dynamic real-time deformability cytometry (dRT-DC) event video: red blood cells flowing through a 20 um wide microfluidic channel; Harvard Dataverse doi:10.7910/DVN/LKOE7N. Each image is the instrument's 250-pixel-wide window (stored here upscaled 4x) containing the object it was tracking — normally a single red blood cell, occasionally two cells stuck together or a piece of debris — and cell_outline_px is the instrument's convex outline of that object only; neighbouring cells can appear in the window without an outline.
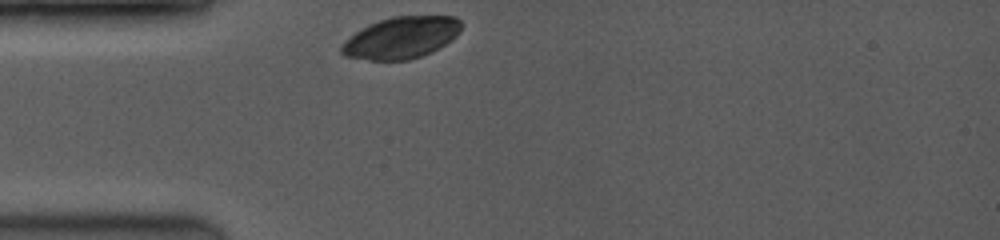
{"species": "common noctule bat (a hibernating species)", "species_latin": "Nyctalus noctula", "temperature_condition": "room temperature", "stored_images_in_passage": 17, "camera_frame_rate_fps": 3500, "um_per_image_px": 0.085, "animal": {"sex": "female", "body_mass_g": 19.0, "forearm_length_mm": 53.3}, "frame": {"image": 1, "passage_image": 1, "time_ms": 0.0, "image_size_px": [1000, 240], "cell_outline_px": [[464, 24], [460, 32], [456, 36], [432, 52], [408, 60], [368, 60], [344, 56], [340, 52], [340, 44], [344, 40], [368, 24], [392, 16], [456, 16]], "centroid_in_image_um": [34.1, 3.2], "position_along_channel_um": 50.9, "area_um2": 29.3}}
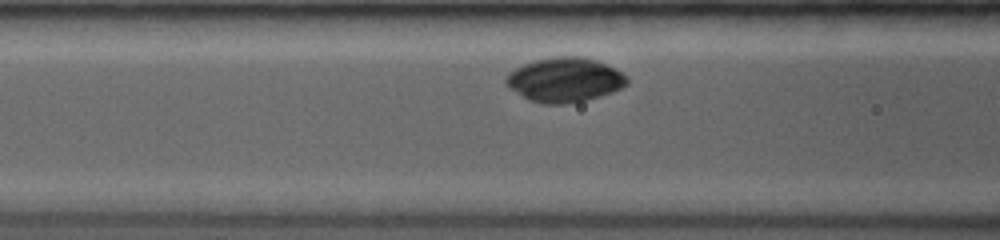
{"frame": {"image": 2, "passage_image": 7, "time_ms": 2.0, "image_size_px": [1000, 240], "cell_outline_px": [[628, 84], [612, 92], [600, 96], [584, 100], [564, 104], [544, 104], [528, 100], [512, 88], [504, 80], [504, 76], [508, 72], [524, 64], [536, 60], [556, 56], [584, 56], [596, 60], [628, 76]], "centroid_in_image_um": [47.99, 6.78], "position_along_channel_um": 118.6, "area_um2": 31.1}}
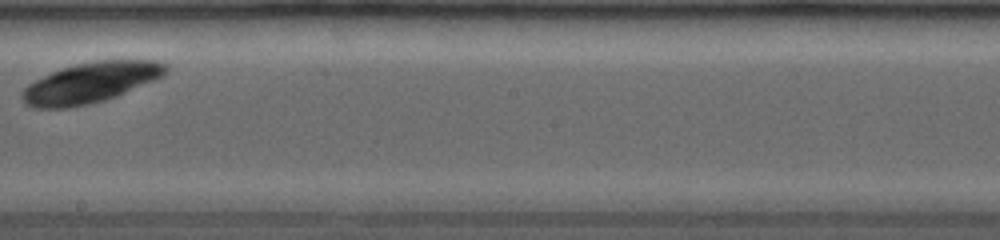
{"frame": {"image": 3, "passage_image": 17, "time_ms": 5.143, "image_size_px": [1000, 240], "cell_outline_px": [[168, 72], [164, 76], [156, 80], [116, 96], [104, 100], [88, 104], [68, 108], [36, 108], [24, 104], [20, 96], [20, 92], [28, 84], [60, 68], [92, 60], [156, 60], [168, 64]], "centroid_in_image_um": [7.72, 7.02], "position_along_channel_um": 240.5, "area_um2": 34.16}}